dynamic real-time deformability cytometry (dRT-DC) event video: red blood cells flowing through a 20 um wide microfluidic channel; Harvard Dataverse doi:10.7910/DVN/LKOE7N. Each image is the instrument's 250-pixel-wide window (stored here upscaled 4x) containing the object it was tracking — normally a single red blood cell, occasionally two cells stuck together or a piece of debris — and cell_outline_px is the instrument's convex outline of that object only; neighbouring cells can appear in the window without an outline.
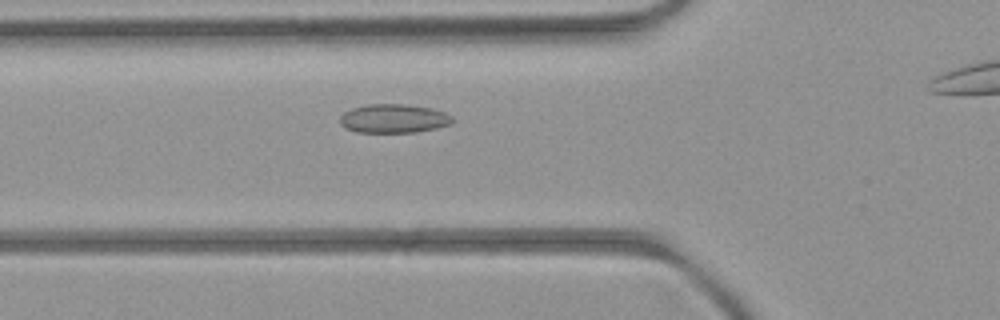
{"species": "common noctule bat (a hibernating species)", "species_latin": "Nyctalus noctula", "temperature_condition": "room temperature", "stored_images_in_passage": 4, "camera_frame_rate_fps": 3000, "um_per_image_px": 0.085, "animal": {"sex": "female", "body_mass_g": 21.9}, "frame": {"image": 1, "passage_image": 3, "time_ms": 3.333, "image_size_px": [1000, 320], "cell_outline_px": [[452, 124], [436, 128], [416, 132], [356, 132], [340, 124], [340, 116], [344, 112], [352, 108], [368, 104], [408, 104], [428, 108], [444, 112], [452, 116]], "centroid_in_image_um": [33.46, 10.07], "position_along_channel_um": 92.3, "area_um2": 18.79}}